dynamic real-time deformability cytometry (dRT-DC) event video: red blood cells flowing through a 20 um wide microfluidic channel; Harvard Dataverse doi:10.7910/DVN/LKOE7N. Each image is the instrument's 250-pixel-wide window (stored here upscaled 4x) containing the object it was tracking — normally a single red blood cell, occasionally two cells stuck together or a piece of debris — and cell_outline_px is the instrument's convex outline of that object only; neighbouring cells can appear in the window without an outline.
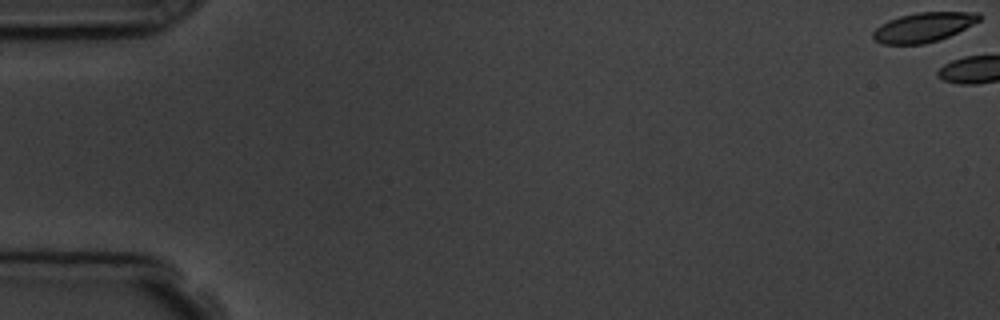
{"species": "common noctule bat (a hibernating species)", "species_latin": "Nyctalus noctula", "temperature_condition": "room temperature", "stored_images_in_passage": 5, "camera_frame_rate_fps": 3000, "um_per_image_px": 0.085, "animal": {"sex": "male", "body_mass_g": 19.5, "forearm_length_mm": 54.6}, "frame": {"image": 1, "passage_image": 1, "time_ms": 0.0, "image_size_px": [1000, 320], "cell_outline_px": [[984, 16], [980, 20], [948, 36], [924, 44], [884, 44], [872, 40], [872, 32], [880, 24], [888, 20], [900, 16], [916, 12], [980, 12]], "centroid_in_image_um": [78.47, 2.3], "position_along_channel_um": 6.5, "area_um2": 18.26}}